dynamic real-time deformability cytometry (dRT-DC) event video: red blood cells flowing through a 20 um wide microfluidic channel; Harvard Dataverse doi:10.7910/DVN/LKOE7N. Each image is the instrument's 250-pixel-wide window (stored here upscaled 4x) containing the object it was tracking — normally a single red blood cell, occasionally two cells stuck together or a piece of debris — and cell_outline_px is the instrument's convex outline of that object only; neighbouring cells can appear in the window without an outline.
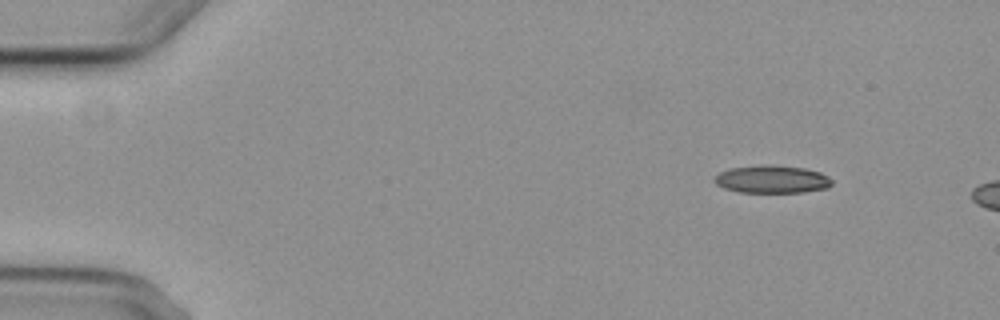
{"species": "common noctule bat (a hibernating species)", "species_latin": "Nyctalus noctula", "temperature_condition": "cold", "stored_images_in_passage": 2, "camera_frame_rate_fps": 3000, "um_per_image_px": 0.085, "animal": {"sex": "female", "body_mass_g": 29.2, "forearm_length_mm": 56.3}, "frame": {"image": 1, "passage_image": 1, "time_ms": 0.0, "image_size_px": [1000, 320], "cell_outline_px": [[832, 184], [828, 188], [804, 192], [740, 192], [724, 188], [716, 184], [712, 180], [720, 172], [728, 168], [804, 168], [820, 172], [828, 176], [832, 180]], "centroid_in_image_um": [65.64, 15.3], "position_along_channel_um": 19.4, "area_um2": 17.98}}